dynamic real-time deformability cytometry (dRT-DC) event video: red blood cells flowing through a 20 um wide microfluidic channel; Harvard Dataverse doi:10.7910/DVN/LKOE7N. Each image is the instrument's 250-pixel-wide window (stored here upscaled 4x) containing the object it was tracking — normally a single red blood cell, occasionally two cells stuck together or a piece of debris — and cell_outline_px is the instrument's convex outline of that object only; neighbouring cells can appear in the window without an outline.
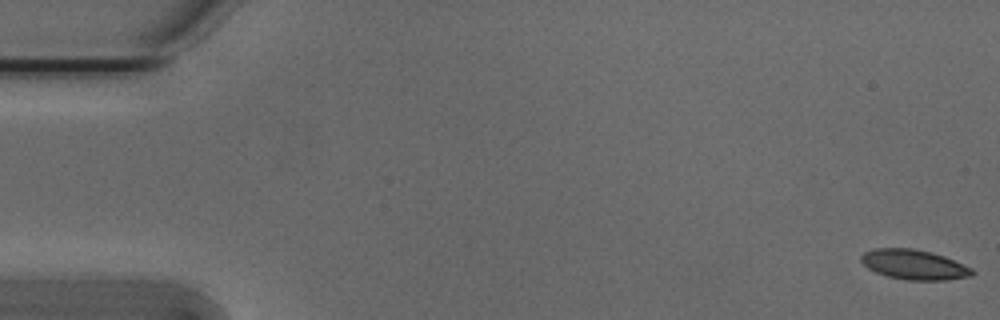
{"species": "Egyptian fruit bat (a non-hibernating species)", "species_latin": "Rousettus aegyptiacus", "temperature_condition": "cold", "stored_images_in_passage": 13, "camera_frame_rate_fps": 3000, "um_per_image_px": 0.085, "animal": {"sex": "male"}, "frame": {"image": 1, "passage_image": 1, "time_ms": 0.0, "image_size_px": [1000, 320], "cell_outline_px": [[976, 272], [972, 276], [948, 280], [908, 280], [888, 276], [876, 272], [868, 268], [860, 260], [860, 256], [864, 252], [872, 248], [912, 248], [944, 256], [972, 268]], "centroid_in_image_um": [77.7, 22.49], "position_along_channel_um": 7.3, "area_um2": 19.31}}